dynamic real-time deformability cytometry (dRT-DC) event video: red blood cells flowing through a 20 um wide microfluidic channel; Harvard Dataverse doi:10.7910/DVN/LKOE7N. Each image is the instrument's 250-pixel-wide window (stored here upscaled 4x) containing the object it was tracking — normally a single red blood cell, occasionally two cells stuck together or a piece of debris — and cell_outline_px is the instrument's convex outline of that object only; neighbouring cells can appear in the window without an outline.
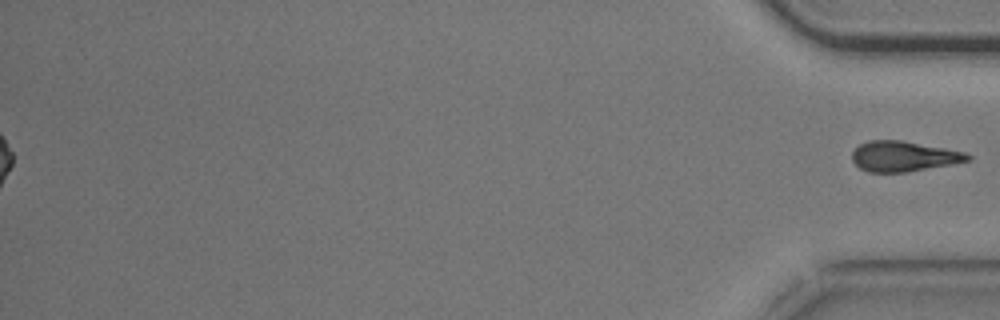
{"species": "common noctule bat (a hibernating species)", "species_latin": "Nyctalus noctula", "temperature_condition": "cold", "stored_images_in_passage": 47, "segment_of_instrument_passage": [2, 2], "camera_frame_rate_fps": 3000, "um_per_image_px": 0.085, "animal": {"sex": "male", "body_mass_g": 20.5, "forearm_length_mm": 52.5}, "frame": {"image": 1, "passage_image": 47, "time_ms": 15.333, "image_size_px": [1000, 320], "cell_outline_px": [[972, 160], [952, 164], [908, 172], [868, 172], [860, 168], [852, 160], [852, 152], [860, 144], [868, 140], [900, 140], [944, 148], [964, 152], [972, 156]], "centroid_in_image_um": [76.81, 13.29], "position_along_channel_um": 358.4, "area_um2": 20.35}}